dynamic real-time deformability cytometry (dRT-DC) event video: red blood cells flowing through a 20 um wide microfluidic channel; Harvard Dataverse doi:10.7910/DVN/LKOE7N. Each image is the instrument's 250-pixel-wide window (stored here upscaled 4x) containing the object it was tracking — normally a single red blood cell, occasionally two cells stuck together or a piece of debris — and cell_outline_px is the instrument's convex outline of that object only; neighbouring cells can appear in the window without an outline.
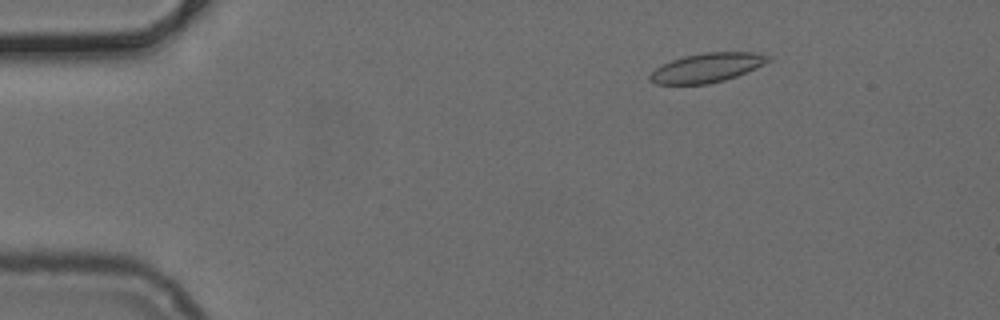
{"species": "common noctule bat (a hibernating species)", "species_latin": "Nyctalus noctula", "temperature_condition": "cold", "stored_images_in_passage": 13, "camera_frame_rate_fps": 3000, "um_per_image_px": 0.085, "animal": {"sex": "female", "body_mass_g": 24.6, "forearm_length_mm": 56.2}, "frame": {"image": 1, "passage_image": 8, "time_ms": 2.333, "image_size_px": [1000, 320], "cell_outline_px": [[772, 60], [764, 64], [736, 76], [724, 80], [708, 84], [656, 84], [648, 80], [648, 76], [656, 68], [672, 60], [684, 56], [704, 52], [752, 52], [772, 56]], "centroid_in_image_um": [60.1, 5.75], "position_along_channel_um": 24.9, "area_um2": 20.06}}